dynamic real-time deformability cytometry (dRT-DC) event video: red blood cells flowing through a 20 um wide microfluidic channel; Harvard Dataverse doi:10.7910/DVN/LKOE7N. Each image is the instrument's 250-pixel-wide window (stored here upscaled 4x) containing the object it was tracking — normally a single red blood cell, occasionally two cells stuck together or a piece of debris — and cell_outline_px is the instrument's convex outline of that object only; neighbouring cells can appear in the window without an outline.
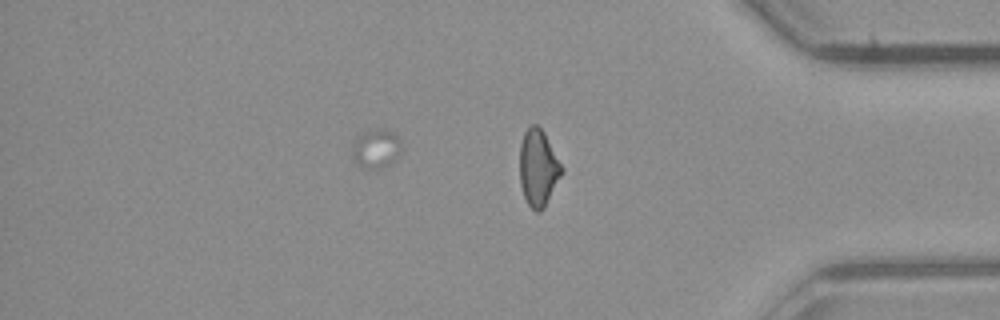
{"species": "common noctule bat (a hibernating species)", "species_latin": "Nyctalus noctula", "temperature_condition": "room temperature", "stored_images_in_passage": 42, "segment_of_instrument_passage": [2, 2], "camera_frame_rate_fps": 3000, "um_per_image_px": 0.085, "animal": {"sex": "male", "body_mass_g": 23.1, "forearm_length_mm": 52.7}, "frame": {"image": 1, "passage_image": 36, "time_ms": 11.667, "image_size_px": [1000, 320], "cell_outline_px": [[400, 152], [396, 160], [388, 164], [376, 168], [368, 168], [356, 164], [352, 148], [356, 140], [380, 128], [384, 128], [392, 132], [400, 140]], "centroid_in_image_um": [32.02, 12.66], "position_along_channel_um": 403.2, "area_um2": 10.4}}